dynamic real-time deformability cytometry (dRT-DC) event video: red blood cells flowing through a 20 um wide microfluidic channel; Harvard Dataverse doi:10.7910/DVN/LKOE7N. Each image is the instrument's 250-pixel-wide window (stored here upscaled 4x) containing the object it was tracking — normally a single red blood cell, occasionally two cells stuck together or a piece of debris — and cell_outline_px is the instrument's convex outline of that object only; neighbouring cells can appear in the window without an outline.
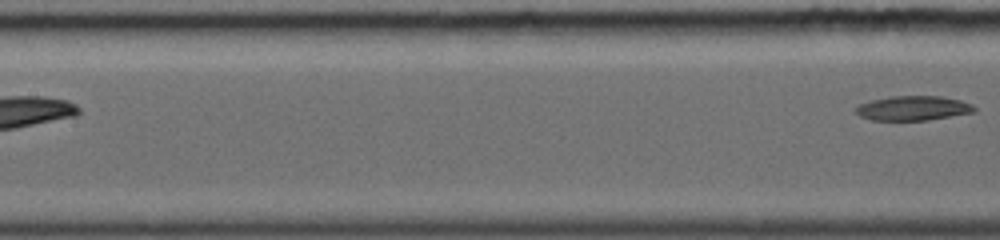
{"species": "common noctule bat (a hibernating species)", "species_latin": "Nyctalus noctula", "temperature_condition": "warm", "stored_images_in_passage": 5, "segment_of_instrument_passage": [2, 2], "camera_frame_rate_fps": 5000, "um_per_image_px": 0.085, "animal": {"sex": "female", "body_mass_g": 19.0, "forearm_length_mm": 56.7}, "frame": {"image": 1, "passage_image": 5, "time_ms": 3.2, "image_size_px": [1000, 240], "cell_outline_px": [[976, 112], [924, 120], [872, 120], [860, 116], [856, 112], [856, 108], [860, 104], [872, 100], [892, 96], [940, 96], [960, 100], [972, 104], [976, 108]], "centroid_in_image_um": [77.63, 9.19], "position_along_channel_um": 129.8, "area_um2": 16.76}}